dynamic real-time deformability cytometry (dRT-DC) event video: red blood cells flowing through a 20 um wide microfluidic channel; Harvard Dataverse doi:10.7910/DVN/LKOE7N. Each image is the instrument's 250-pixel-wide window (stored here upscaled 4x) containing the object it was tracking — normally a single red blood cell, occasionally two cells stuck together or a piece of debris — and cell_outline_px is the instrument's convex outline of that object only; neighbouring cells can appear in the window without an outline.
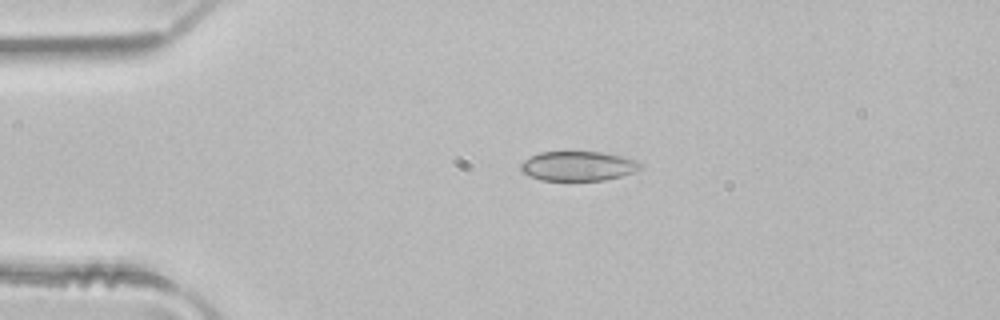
{"species": "common noctule bat (a hibernating species)", "species_latin": "Nyctalus noctula", "temperature_condition": "room temperature", "stored_images_in_passage": 4, "camera_frame_rate_fps": 3000, "um_per_image_px": 0.085, "animal": {"sex": "male", "body_mass_g": 21.5, "forearm_length_mm": 52.0}, "frame": {"image": 1, "passage_image": 3, "time_ms": 0.667, "image_size_px": [1000, 320], "cell_outline_px": [[644, 164], [640, 168], [632, 172], [620, 176], [604, 180], [540, 180], [524, 172], [520, 168], [520, 164], [524, 160], [540, 152], [600, 152], [624, 156], [640, 160]], "centroid_in_image_um": [49.19, 14.1], "position_along_channel_um": 35.8, "area_um2": 20.52}}